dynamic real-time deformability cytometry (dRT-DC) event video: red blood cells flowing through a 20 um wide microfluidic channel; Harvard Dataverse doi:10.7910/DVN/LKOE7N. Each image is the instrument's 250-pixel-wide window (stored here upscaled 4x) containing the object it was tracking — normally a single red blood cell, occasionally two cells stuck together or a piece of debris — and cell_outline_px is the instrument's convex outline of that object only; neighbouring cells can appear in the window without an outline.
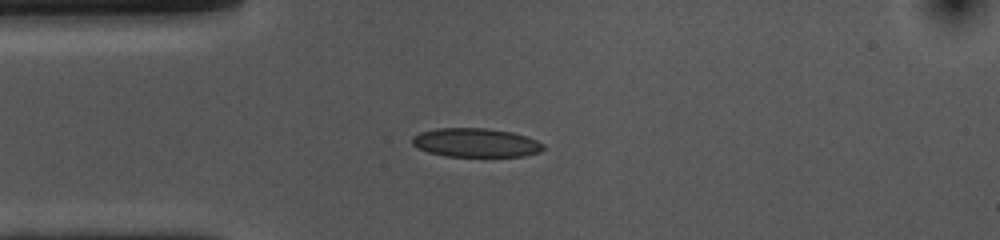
{"species": "common noctule bat (a hibernating species)", "species_latin": "Nyctalus noctula", "temperature_condition": "cold", "stored_images_in_passage": 32, "camera_frame_rate_fps": 3000, "um_per_image_px": 0.085, "animal": {"sex": "female", "body_mass_g": 10.0, "forearm_length_mm": 53.1}, "frame": {"image": 1, "passage_image": 1, "time_ms": 0.0, "image_size_px": [1000, 240], "cell_outline_px": [[544, 148], [540, 152], [524, 156], [444, 156], [428, 152], [412, 144], [412, 136], [420, 132], [436, 128], [488, 128], [512, 132], [528, 136], [544, 144]], "centroid_in_image_um": [40.45, 12.12], "position_along_channel_um": 44.5, "area_um2": 22.14}}
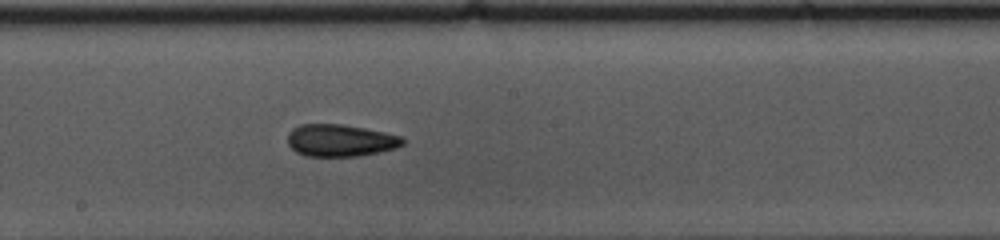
{"frame": {"image": 2, "passage_image": 16, "time_ms": 5.0, "image_size_px": [1000, 240], "cell_outline_px": [[404, 144], [396, 148], [380, 152], [360, 156], [304, 156], [296, 152], [288, 144], [288, 132], [292, 128], [300, 124], [344, 124], [384, 132], [400, 136], [404, 140]], "centroid_in_image_um": [28.91, 11.94], "position_along_channel_um": 219.3, "area_um2": 21.68}}
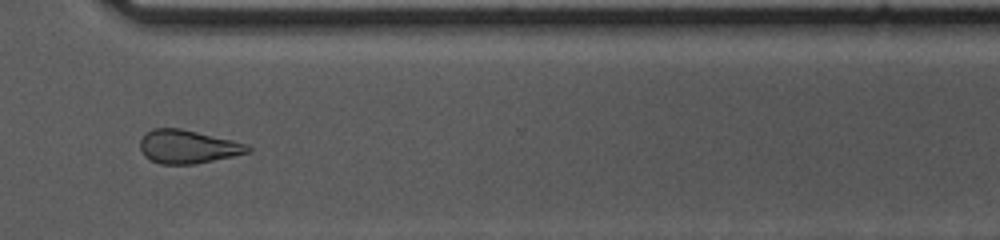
{"frame": {"image": 3, "passage_image": 27, "time_ms": 8.667, "image_size_px": [1000, 240], "cell_outline_px": [[252, 148], [248, 152], [232, 156], [192, 164], [160, 164], [144, 156], [140, 148], [140, 140], [152, 128], [180, 128], [232, 140], [248, 144]], "centroid_in_image_um": [15.94, 12.46], "position_along_channel_um": 354.7, "area_um2": 20.69}, "authors_computed_cell_mechanics": {"area_um2": 21.5883, "velocity_mm_per_s": 3.6947, "shape_relaxation_time_tau1_ms": null, "shape_relaxation_time_tau2_ms": 5.1342, "deformation_change_tau1": null, "deformation_change_tau2": 0.1287}}